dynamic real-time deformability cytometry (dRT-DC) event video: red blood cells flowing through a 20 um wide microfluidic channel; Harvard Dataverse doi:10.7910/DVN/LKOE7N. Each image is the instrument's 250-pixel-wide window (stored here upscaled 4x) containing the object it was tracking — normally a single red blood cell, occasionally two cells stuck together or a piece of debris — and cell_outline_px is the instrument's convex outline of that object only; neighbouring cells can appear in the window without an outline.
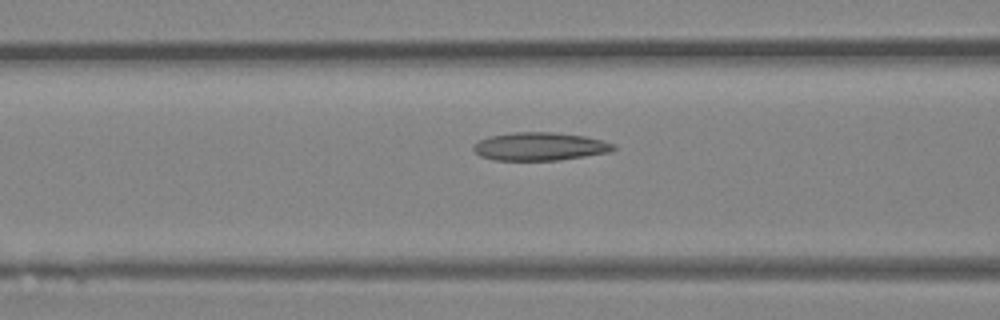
{"species": "Egyptian fruit bat (a non-hibernating species)", "species_latin": "Rousettus aegyptiacus", "temperature_condition": "room temperature", "stored_images_in_passage": 24, "camera_frame_rate_fps": 3000, "um_per_image_px": 0.085, "animal": {"sex": "female"}, "frame": {"image": 1, "passage_image": 11, "time_ms": 3.333, "image_size_px": [1000, 320], "cell_outline_px": [[616, 148], [612, 152], [560, 160], [492, 160], [480, 156], [472, 148], [472, 144], [480, 140], [492, 136], [512, 132], [552, 132], [584, 136], [616, 144]], "centroid_in_image_um": [45.9, 12.45], "position_along_channel_um": 120.7, "area_um2": 23.0}}
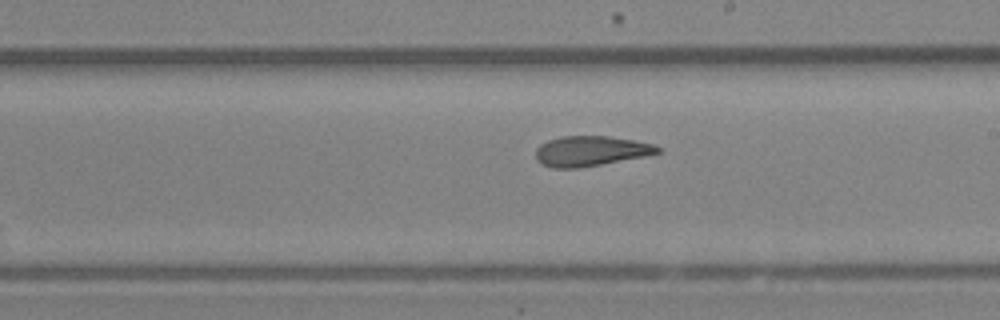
{"frame": {"image": 2, "passage_image": 19, "time_ms": 6.0, "image_size_px": [1000, 320], "cell_outline_px": [[660, 152], [644, 156], [580, 168], [552, 168], [540, 164], [536, 160], [536, 148], [540, 144], [548, 140], [560, 136], [608, 136], [632, 140], [652, 144], [660, 148]], "centroid_in_image_um": [50.14, 12.84], "position_along_channel_um": 238.9, "area_um2": 21.33}}
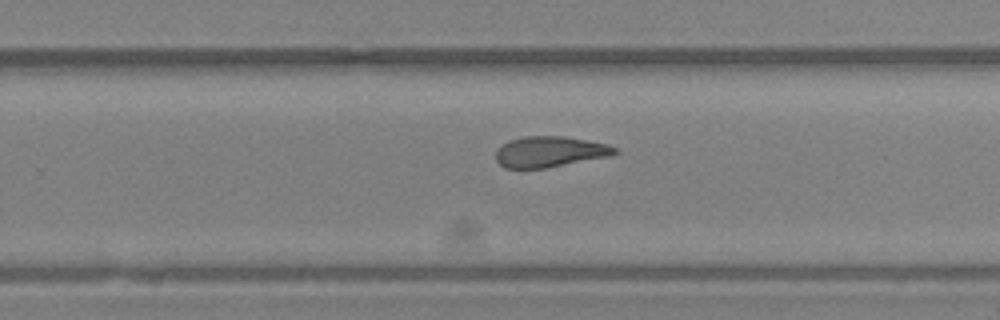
{"frame": {"image": 3, "passage_image": 22, "time_ms": 7.0, "image_size_px": [1000, 320], "cell_outline_px": [[620, 152], [608, 156], [544, 168], [504, 168], [496, 160], [496, 152], [508, 140], [524, 136], [564, 136], [608, 144], [616, 148]], "centroid_in_image_um": [46.73, 12.89], "position_along_channel_um": 283.1, "area_um2": 21.1}}